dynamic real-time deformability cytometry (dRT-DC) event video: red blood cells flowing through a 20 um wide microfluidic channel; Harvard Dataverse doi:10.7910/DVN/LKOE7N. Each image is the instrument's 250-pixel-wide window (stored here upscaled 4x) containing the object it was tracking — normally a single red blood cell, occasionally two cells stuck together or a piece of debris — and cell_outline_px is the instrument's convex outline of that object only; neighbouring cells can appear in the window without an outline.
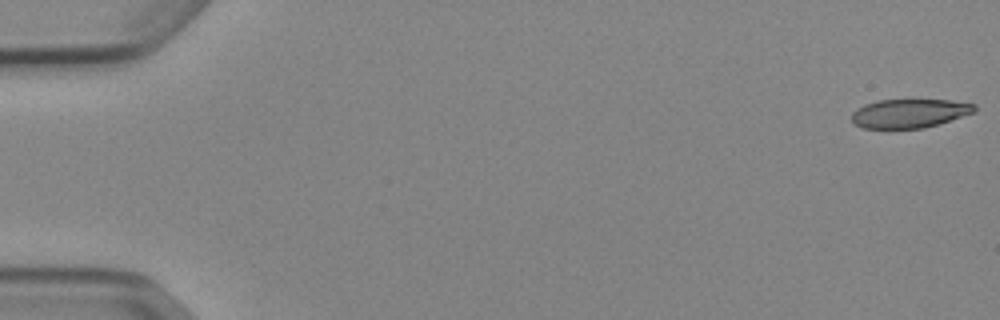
{"species": "Egyptian fruit bat (a non-hibernating species)", "species_latin": "Rousettus aegyptiacus", "temperature_condition": "cold", "stored_images_in_passage": 53, "camera_frame_rate_fps": 3000, "um_per_image_px": 0.085, "animal": {"sex": "female"}, "frame": {"image": 1, "passage_image": 1, "time_ms": 0.0, "image_size_px": [1000, 320], "cell_outline_px": [[976, 112], [924, 128], [864, 128], [852, 124], [852, 112], [856, 108], [864, 104], [876, 100], [912, 96], [952, 100], [976, 104]], "centroid_in_image_um": [77.3, 9.56], "position_along_channel_um": 7.7, "area_um2": 21.85}}
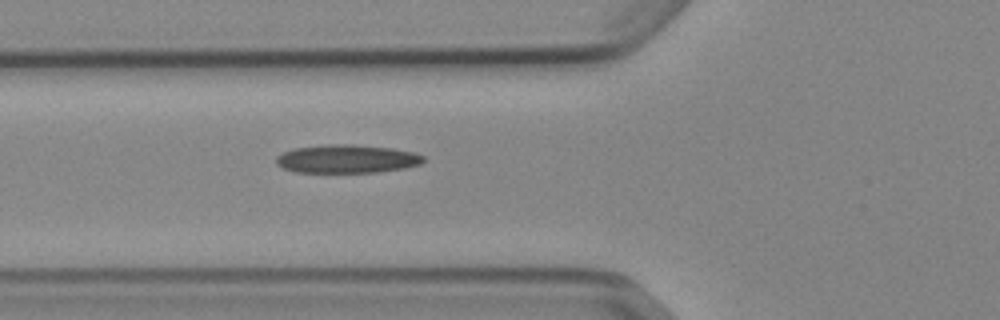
{"frame": {"image": 2, "passage_image": 20, "time_ms": 6.333, "image_size_px": [1000, 320], "cell_outline_px": [[424, 160], [420, 164], [404, 168], [380, 172], [296, 172], [284, 168], [276, 164], [276, 156], [292, 148], [328, 144], [352, 144], [392, 148], [416, 152], [424, 156]], "centroid_in_image_um": [29.49, 13.5], "position_along_channel_um": 96.3, "area_um2": 24.45}}
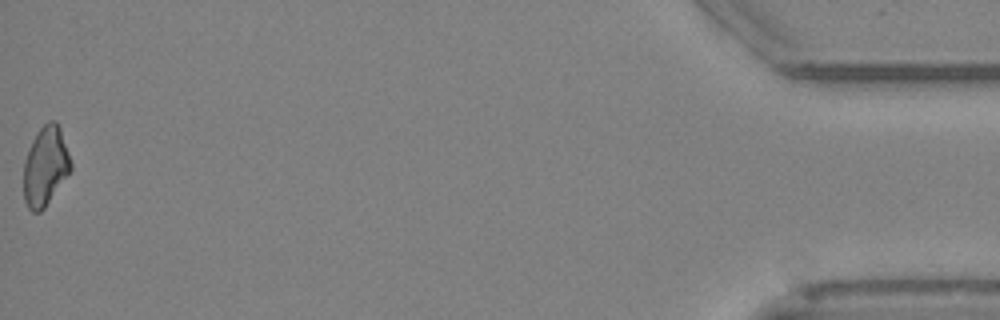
{"frame": {"image": 3, "passage_image": 53, "time_ms": 17.333, "image_size_px": [1000, 320], "cell_outline_px": [[72, 168], [44, 208], [40, 212], [32, 212], [28, 208], [24, 200], [24, 160], [28, 148], [36, 132], [48, 120], [56, 120], [60, 128], [72, 164]], "centroid_in_image_um": [3.84, 14.11], "position_along_channel_um": 431.4, "area_um2": 21.68}}